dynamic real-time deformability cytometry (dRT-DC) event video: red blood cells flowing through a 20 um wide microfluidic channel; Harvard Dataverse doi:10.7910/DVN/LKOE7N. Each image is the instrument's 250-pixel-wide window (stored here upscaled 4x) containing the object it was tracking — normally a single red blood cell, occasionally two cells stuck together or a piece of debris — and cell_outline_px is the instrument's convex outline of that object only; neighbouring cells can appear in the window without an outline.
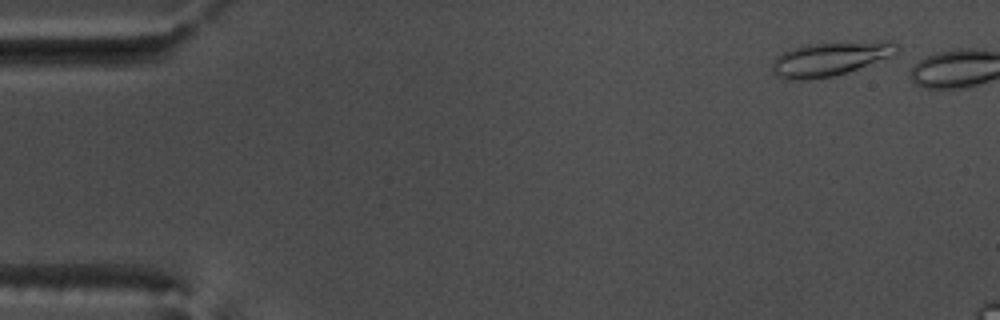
{"species": "common noctule bat (a hibernating species)", "species_latin": "Nyctalus noctula", "temperature_condition": "warm", "stored_images_in_passage": 4, "camera_frame_rate_fps": 3000, "um_per_image_px": 0.085, "animal": {"sex": "male", "body_mass_g": 17.5, "forearm_length_mm": 52.3}, "frame": {"image": 1, "passage_image": 1, "time_ms": 0.0, "image_size_px": [1000, 320], "cell_outline_px": [[900, 52], [892, 56], [848, 72], [836, 76], [808, 80], [788, 80], [776, 76], [772, 72], [772, 64], [776, 56], [792, 48], [804, 44], [888, 40], [892, 40], [900, 48]], "centroid_in_image_um": [70.58, 5.0], "position_along_channel_um": 14.4, "area_um2": 25.2}}